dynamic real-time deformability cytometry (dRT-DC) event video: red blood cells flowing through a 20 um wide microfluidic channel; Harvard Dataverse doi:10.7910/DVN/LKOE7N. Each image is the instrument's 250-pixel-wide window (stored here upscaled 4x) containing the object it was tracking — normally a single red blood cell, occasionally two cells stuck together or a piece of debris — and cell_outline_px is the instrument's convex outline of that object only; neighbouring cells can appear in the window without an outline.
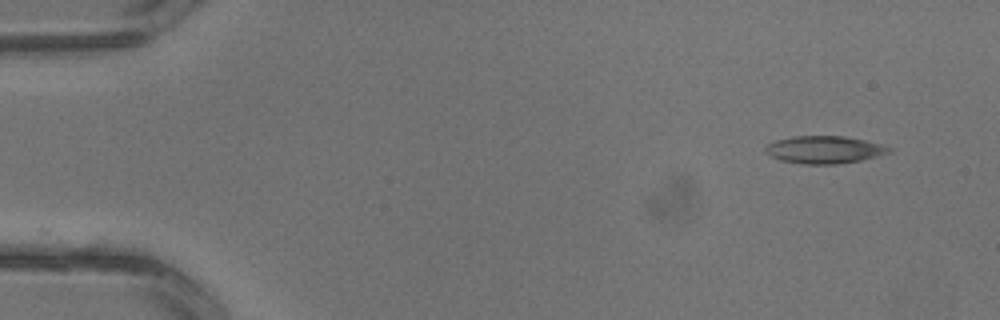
{"species": "common noctule bat (a hibernating species)", "species_latin": "Nyctalus noctula", "temperature_condition": "warm", "stored_images_in_passage": 3, "camera_frame_rate_fps": 3000, "um_per_image_px": 0.085, "animal": {"sex": "male", "body_mass_g": 13.3}, "frame": {"image": 1, "passage_image": 1, "time_ms": 0.0, "image_size_px": [1000, 320], "cell_outline_px": [[892, 152], [860, 160], [836, 164], [804, 164], [780, 160], [764, 152], [764, 148], [768, 144], [776, 140], [792, 136], [844, 136], [884, 144], [892, 148]], "centroid_in_image_um": [70.08, 12.72], "position_along_channel_um": 14.9, "area_um2": 19.83}}